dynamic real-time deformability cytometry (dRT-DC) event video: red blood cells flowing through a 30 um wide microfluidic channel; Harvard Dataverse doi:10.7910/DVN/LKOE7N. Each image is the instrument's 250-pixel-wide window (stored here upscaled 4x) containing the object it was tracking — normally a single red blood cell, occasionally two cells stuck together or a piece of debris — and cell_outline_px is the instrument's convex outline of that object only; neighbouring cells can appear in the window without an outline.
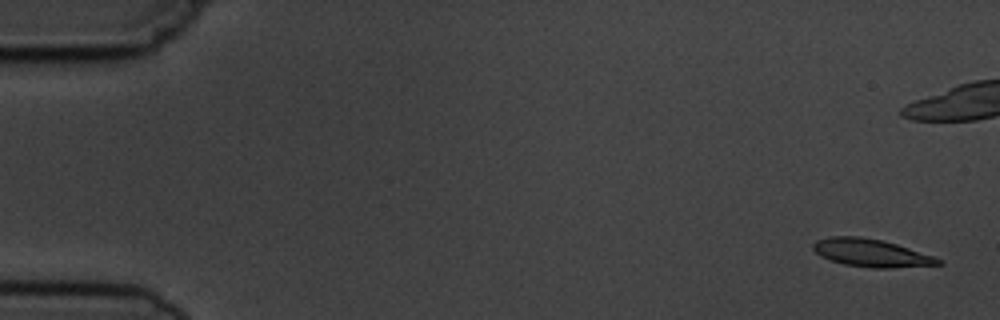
{"species": "common noctule bat (a hibernating species)", "species_latin": "Nyctalus noctula", "temperature_condition": "cold", "stored_images_in_passage": 3, "camera_frame_rate_fps": 3000, "um_per_image_px": 0.085, "animal": {"sex": "male", "body_mass_g": 19.5, "forearm_length_mm": 54.6}, "frame": {"image": 1, "passage_image": 1, "time_ms": 0.0, "image_size_px": [1000, 320], "cell_outline_px": [[944, 264], [888, 268], [872, 268], [844, 264], [820, 256], [812, 248], [812, 244], [816, 240], [828, 236], [860, 236], [884, 240], [944, 260]], "centroid_in_image_um": [74.02, 21.49], "position_along_channel_um": 11.0, "area_um2": 20.23}}